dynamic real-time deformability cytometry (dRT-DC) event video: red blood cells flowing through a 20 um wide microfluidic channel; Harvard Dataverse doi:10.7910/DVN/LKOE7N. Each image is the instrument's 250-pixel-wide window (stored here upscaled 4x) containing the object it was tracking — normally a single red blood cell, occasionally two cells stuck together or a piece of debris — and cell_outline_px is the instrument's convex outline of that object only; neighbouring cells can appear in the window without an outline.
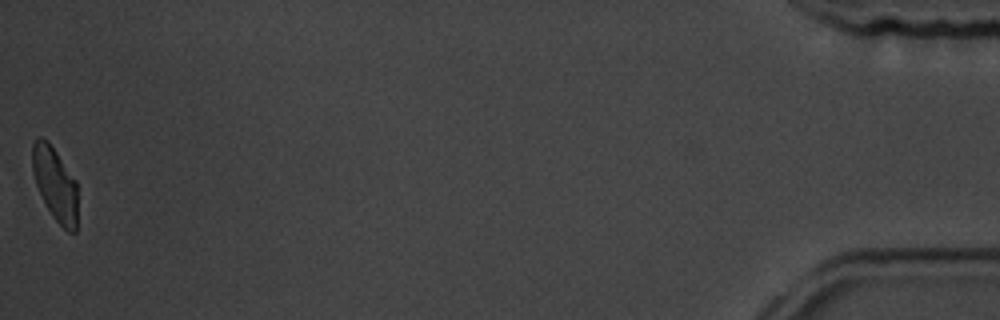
{"species": "common noctule bat (a hibernating species)", "species_latin": "Nyctalus noctula", "temperature_condition": "room temperature", "stored_images_in_passage": 39, "camera_frame_rate_fps": 3000, "um_per_image_px": 0.085, "animal": {"sex": "male", "body_mass_g": 19.5, "forearm_length_mm": 54.6}, "frame": {"image": 1, "passage_image": 39, "time_ms": 12.667, "image_size_px": [1000, 320], "cell_outline_px": [[76, 232], [68, 232], [52, 216], [36, 184], [32, 168], [32, 144], [40, 136], [48, 140], [76, 180]], "centroid_in_image_um": [4.68, 15.61], "position_along_channel_um": 430.5, "area_um2": 19.07}}